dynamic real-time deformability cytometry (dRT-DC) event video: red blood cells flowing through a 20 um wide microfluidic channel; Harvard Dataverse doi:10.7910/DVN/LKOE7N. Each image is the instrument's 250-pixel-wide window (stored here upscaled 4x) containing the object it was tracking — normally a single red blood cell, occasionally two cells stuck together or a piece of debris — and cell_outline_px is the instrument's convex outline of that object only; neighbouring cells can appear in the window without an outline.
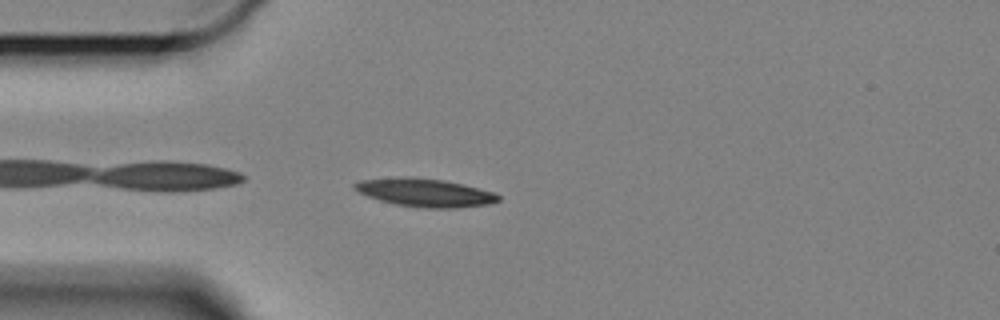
{"species": "Egyptian fruit bat (a non-hibernating species)", "species_latin": "Rousettus aegyptiacus", "temperature_condition": "cold", "stored_images_in_passage": 47, "camera_frame_rate_fps": 3000, "um_per_image_px": 0.085, "animal": {"sex": "female"}, "frame": {"image": 1, "passage_image": 2, "time_ms": 0.333, "image_size_px": [1000, 320], "cell_outline_px": [[500, 200], [488, 204], [456, 208], [416, 208], [396, 204], [380, 200], [356, 192], [352, 188], [352, 184], [360, 180], [404, 176], [444, 180], [464, 184], [496, 192], [500, 196]], "centroid_in_image_um": [36.11, 16.37], "position_along_channel_um": 48.9, "area_um2": 23.93}}
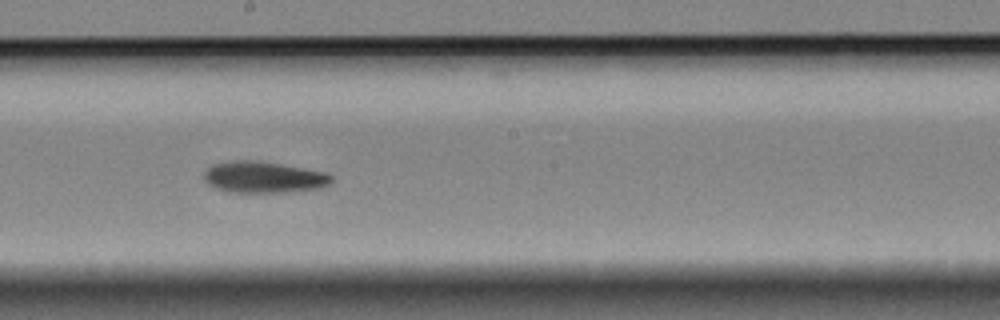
{"frame": {"image": 2, "passage_image": 19, "time_ms": 6.0, "image_size_px": [1000, 320], "cell_outline_px": [[332, 180], [324, 188], [284, 192], [228, 192], [216, 188], [208, 184], [204, 180], [204, 172], [212, 164], [236, 160], [260, 160], [328, 172], [332, 176]], "centroid_in_image_um": [22.43, 15.05], "position_along_channel_um": 225.8, "area_um2": 23.58}}
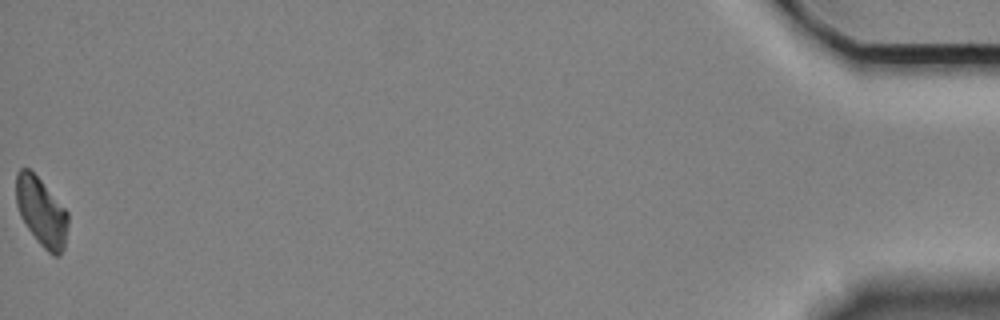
{"frame": {"image": 3, "passage_image": 47, "time_ms": 15.333, "image_size_px": [1000, 320], "cell_outline_px": [[68, 224], [64, 248], [60, 256], [52, 256], [36, 240], [20, 216], [16, 204], [16, 172], [20, 168], [28, 168], [40, 180], [68, 212]], "centroid_in_image_um": [3.51, 18.03], "position_along_channel_um": 431.7, "area_um2": 20.63}, "authors_computed_cell_mechanics": {"area_um2": 22.5998, "velocity_mm_per_s": 3.2855, "shape_relaxation_time_tau1_ms": 5.2835, "shape_relaxation_time_tau2_ms": null, "deformation_change_tau1": 0.1527, "deformation_change_tau2": null}}